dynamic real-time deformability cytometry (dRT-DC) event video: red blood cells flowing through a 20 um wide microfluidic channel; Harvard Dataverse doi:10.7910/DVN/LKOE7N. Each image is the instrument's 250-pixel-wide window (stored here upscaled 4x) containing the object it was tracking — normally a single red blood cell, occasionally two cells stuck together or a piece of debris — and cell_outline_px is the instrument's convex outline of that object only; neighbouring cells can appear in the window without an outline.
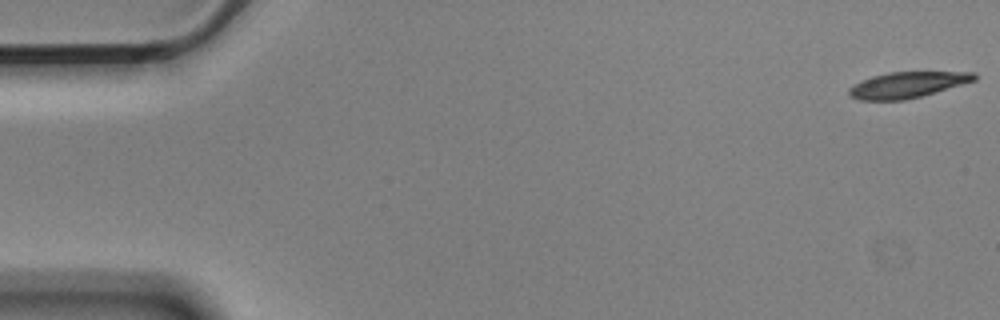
{"species": "Egyptian fruit bat (a non-hibernating species)", "species_latin": "Rousettus aegyptiacus", "temperature_condition": "cold", "stored_images_in_passage": 50, "camera_frame_rate_fps": 3000, "um_per_image_px": 0.085, "animal": {"sex": "male"}, "frame": {"image": 1, "passage_image": 1, "time_ms": 0.0, "image_size_px": [1000, 320], "cell_outline_px": [[976, 80], [920, 96], [904, 100], [860, 100], [852, 96], [848, 92], [848, 88], [872, 76], [888, 72], [972, 72], [976, 76]], "centroid_in_image_um": [77.11, 7.21], "position_along_channel_um": 7.9, "area_um2": 18.5}}
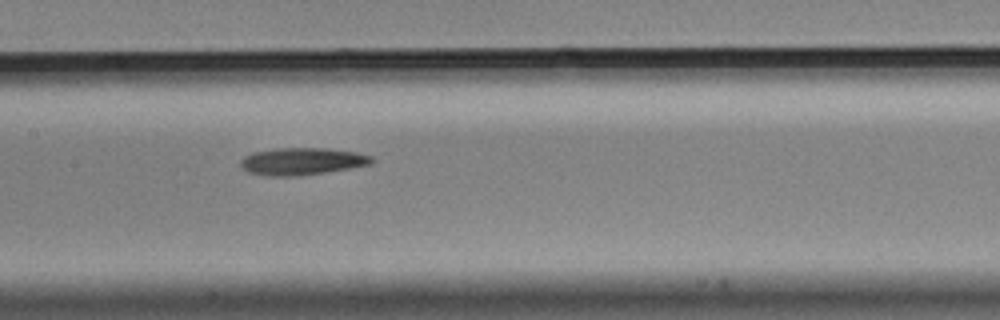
{"frame": {"image": 2, "passage_image": 27, "time_ms": 8.667, "image_size_px": [1000, 320], "cell_outline_px": [[376, 160], [372, 164], [324, 172], [296, 176], [268, 176], [248, 172], [240, 168], [240, 160], [244, 156], [252, 152], [276, 148], [324, 148], [356, 152], [372, 156]], "centroid_in_image_um": [25.64, 13.71], "position_along_channel_um": 181.8, "area_um2": 20.87}}
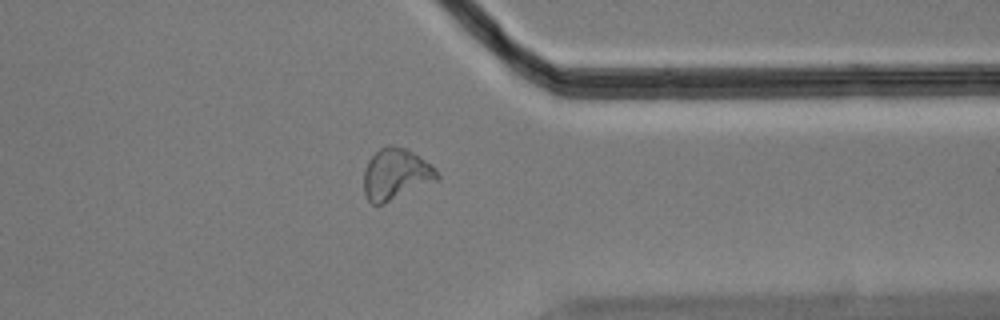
{"frame": {"image": 3, "passage_image": 44, "time_ms": 14.333, "image_size_px": [1000, 320], "cell_outline_px": [[440, 176], [436, 180], [384, 204], [372, 204], [368, 200], [364, 192], [364, 168], [368, 160], [380, 148], [388, 144], [408, 148], [432, 164], [440, 172]], "centroid_in_image_um": [33.65, 14.78], "position_along_channel_um": 377.7, "area_um2": 22.08}}